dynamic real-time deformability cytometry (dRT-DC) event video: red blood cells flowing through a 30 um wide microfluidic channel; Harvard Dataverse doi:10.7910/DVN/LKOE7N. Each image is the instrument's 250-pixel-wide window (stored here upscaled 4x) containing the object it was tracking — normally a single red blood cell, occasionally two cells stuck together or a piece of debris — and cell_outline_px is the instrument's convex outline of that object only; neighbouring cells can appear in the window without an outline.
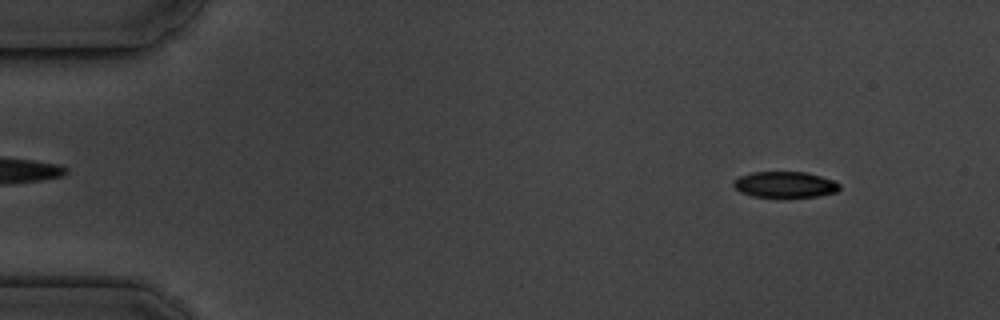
{"species": "common noctule bat (a hibernating species)", "species_latin": "Nyctalus noctula", "temperature_condition": "cold", "stored_images_in_passage": 4, "camera_frame_rate_fps": 3000, "um_per_image_px": 0.085, "animal": {"sex": "male", "body_mass_g": 19.5, "forearm_length_mm": 54.6}, "frame": {"image": 1, "passage_image": 1, "time_ms": 0.0, "image_size_px": [1000, 320], "cell_outline_px": [[840, 188], [836, 192], [816, 196], [752, 196], [740, 192], [732, 184], [732, 180], [740, 176], [752, 172], [804, 172], [820, 176], [832, 180], [840, 184]], "centroid_in_image_um": [66.69, 15.67], "position_along_channel_um": 18.3, "area_um2": 15.78}}
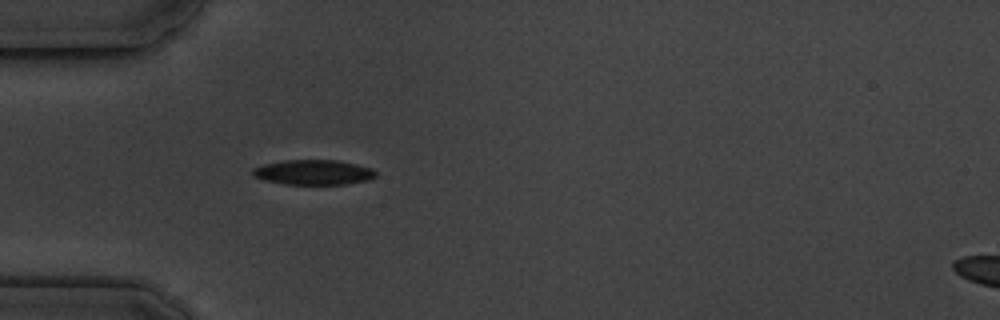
{"frame": {"image": 2, "passage_image": 4, "time_ms": 3.667, "image_size_px": [1000, 320], "cell_outline_px": [[376, 176], [368, 180], [344, 184], [284, 184], [264, 180], [252, 176], [252, 168], [264, 164], [284, 160], [336, 160], [356, 164], [372, 168], [376, 172]], "centroid_in_image_um": [26.62, 14.64], "position_along_channel_um": 58.4, "area_um2": 17.92}}